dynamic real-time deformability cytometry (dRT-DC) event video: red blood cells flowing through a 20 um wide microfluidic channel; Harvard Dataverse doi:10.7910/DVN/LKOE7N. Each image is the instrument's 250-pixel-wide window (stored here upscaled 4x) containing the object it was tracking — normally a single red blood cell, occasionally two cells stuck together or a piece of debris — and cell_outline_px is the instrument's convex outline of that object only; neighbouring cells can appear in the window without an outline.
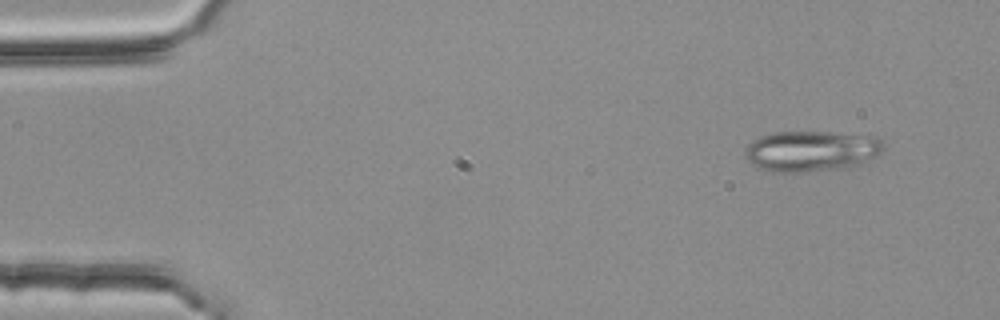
{"species": "common noctule bat (a hibernating species)", "species_latin": "Nyctalus noctula", "temperature_condition": "room temperature", "stored_images_in_passage": 3, "camera_frame_rate_fps": 3000, "um_per_image_px": 0.085, "animal": {"sex": "female", "body_mass_g": 25.1}, "frame": {"image": 1, "passage_image": 1, "time_ms": 0.0, "image_size_px": [1000, 320], "cell_outline_px": [[884, 148], [880, 152], [860, 164], [848, 168], [800, 172], [772, 172], [760, 168], [752, 164], [748, 160], [744, 152], [744, 148], [748, 144], [760, 136], [776, 132], [828, 132], [876, 136], [884, 144]], "centroid_in_image_um": [68.94, 12.84], "position_along_channel_um": 16.1, "area_um2": 32.83}}